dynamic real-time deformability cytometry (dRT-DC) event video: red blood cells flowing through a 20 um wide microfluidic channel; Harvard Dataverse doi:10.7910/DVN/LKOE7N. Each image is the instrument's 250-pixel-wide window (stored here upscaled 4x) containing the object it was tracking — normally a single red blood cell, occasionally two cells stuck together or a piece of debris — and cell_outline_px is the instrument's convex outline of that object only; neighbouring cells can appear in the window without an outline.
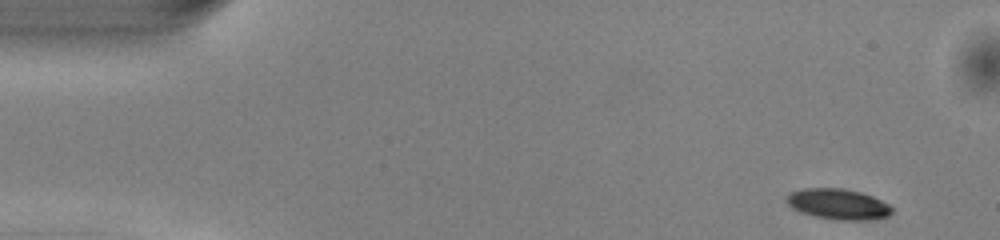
{"species": "common noctule bat (a hibernating species)", "species_latin": "Nyctalus noctula", "temperature_condition": "warm", "stored_images_in_passage": 48, "camera_frame_rate_fps": 3000, "um_per_image_px": 0.085, "animal": {"sex": "male", "body_mass_g": 13.0, "forearm_length_mm": 53.1}, "frame": {"image": 1, "passage_image": 1, "time_ms": 0.0, "image_size_px": [1000, 240], "cell_outline_px": [[892, 212], [888, 216], [864, 220], [840, 220], [816, 216], [800, 212], [792, 208], [784, 200], [792, 192], [804, 188], [844, 188], [860, 192], [872, 196], [888, 204], [892, 208]], "centroid_in_image_um": [71.23, 17.34], "position_along_channel_um": 13.8, "area_um2": 18.61}}
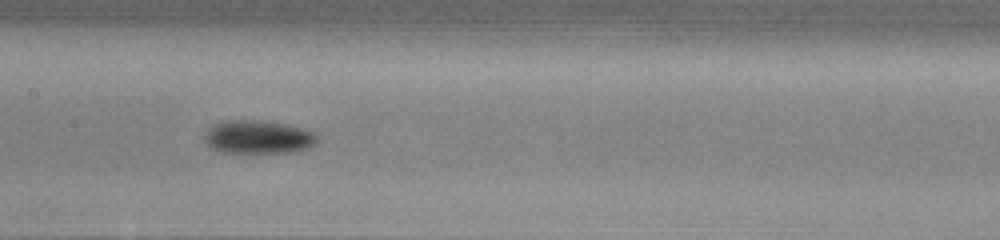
{"frame": {"image": 2, "passage_image": 22, "time_ms": 7.0, "image_size_px": [1000, 240], "cell_outline_px": [[320, 140], [312, 148], [288, 152], [216, 152], [208, 148], [204, 140], [204, 132], [212, 124], [220, 120], [260, 120], [284, 124], [316, 132]], "centroid_in_image_um": [21.91, 11.65], "position_along_channel_um": 185.5, "area_um2": 22.43}}
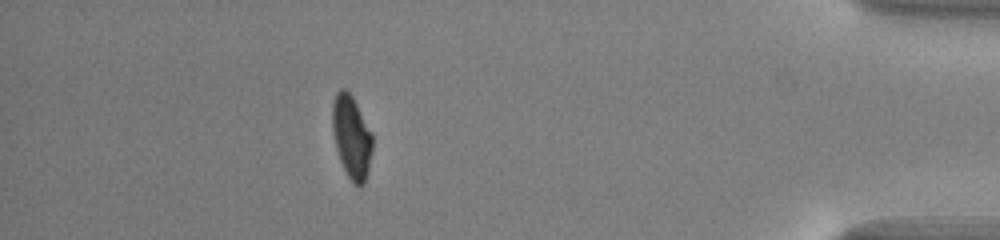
{"frame": {"image": 3, "passage_image": 42, "time_ms": 13.667, "image_size_px": [1000, 240], "cell_outline_px": [[372, 148], [368, 168], [364, 184], [360, 188], [352, 184], [340, 160], [336, 148], [332, 132], [332, 104], [336, 92], [340, 88], [344, 88], [352, 96], [372, 132]], "centroid_in_image_um": [29.87, 11.64], "position_along_channel_um": 405.3, "area_um2": 19.42}, "authors_computed_cell_mechanics": {"area_um2": 20.0855, "velocity_mm_per_s": 4.0878, "shape_relaxation_time_tau1_ms": 2.5587, "shape_relaxation_time_tau2_ms": 3.9965, "deformation_change_tau1": 0.1349, "deformation_change_tau2": 0.0813}}